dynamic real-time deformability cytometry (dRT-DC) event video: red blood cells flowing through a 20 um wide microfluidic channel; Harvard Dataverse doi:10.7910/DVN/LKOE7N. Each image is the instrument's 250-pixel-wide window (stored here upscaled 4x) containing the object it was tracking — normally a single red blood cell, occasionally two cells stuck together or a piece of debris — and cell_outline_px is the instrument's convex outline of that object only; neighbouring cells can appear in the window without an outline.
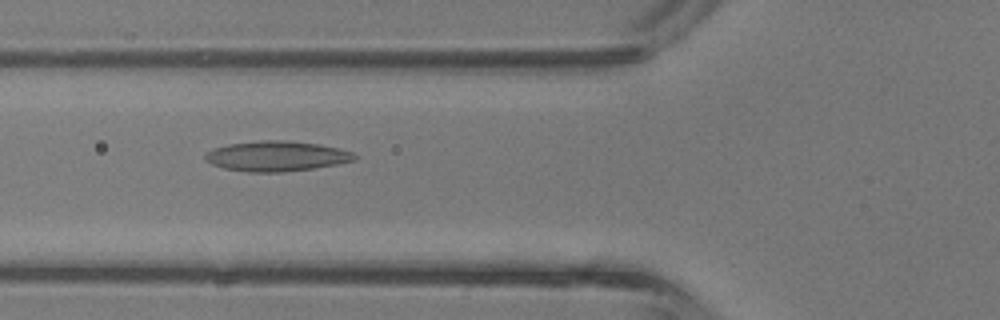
{"species": "common noctule bat (a hibernating species)", "species_latin": "Nyctalus noctula", "temperature_condition": "room temperature", "stored_images_in_passage": 27, "camera_frame_rate_fps": 3000, "um_per_image_px": 0.085, "animal": {"sex": "male", "body_mass_g": 13.3}, "frame": {"image": 1, "passage_image": 4, "time_ms": 1.0, "image_size_px": [1000, 320], "cell_outline_px": [[356, 160], [336, 164], [312, 168], [280, 172], [248, 172], [224, 168], [212, 164], [204, 156], [208, 152], [216, 148], [228, 144], [260, 140], [284, 140], [320, 144], [340, 148], [352, 152], [356, 156]], "centroid_in_image_um": [23.53, 13.26], "position_along_channel_um": 102.3, "area_um2": 26.01}}
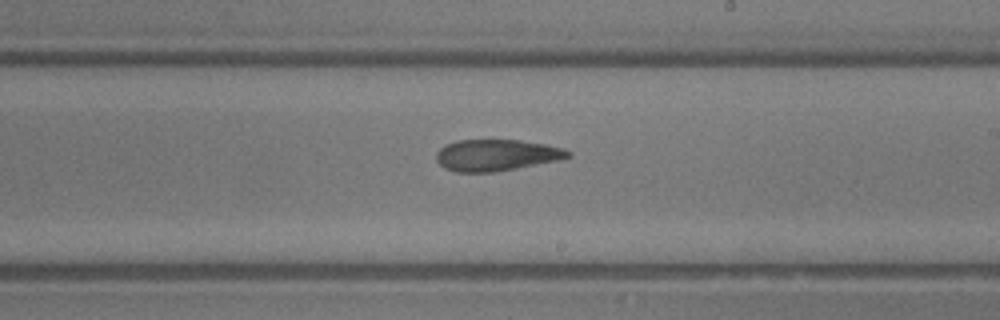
{"frame": {"image": 2, "passage_image": 13, "time_ms": 4.0, "image_size_px": [1000, 320], "cell_outline_px": [[572, 156], [556, 160], [496, 172], [456, 172], [444, 168], [436, 160], [436, 152], [440, 148], [456, 140], [520, 140], [544, 144], [560, 148], [572, 152]], "centroid_in_image_um": [42.15, 13.19], "position_along_channel_um": 246.8, "area_um2": 23.93}}
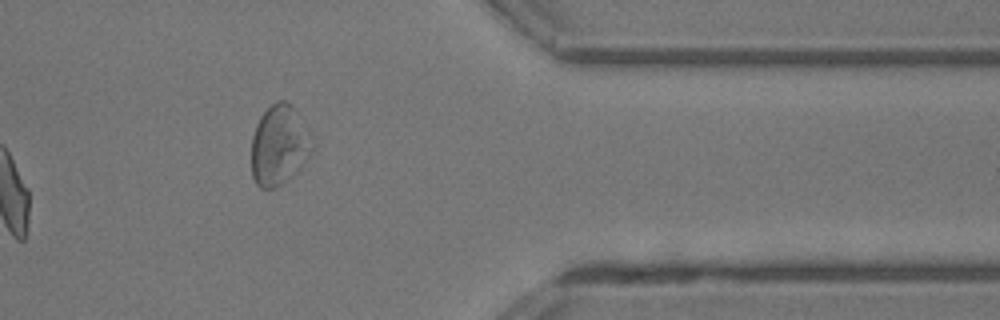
{"frame": {"image": 3, "passage_image": 23, "time_ms": 7.333, "image_size_px": [1000, 320], "cell_outline_px": [[316, 148], [312, 156], [296, 172], [280, 184], [272, 188], [260, 188], [256, 184], [252, 176], [252, 136], [256, 124], [260, 116], [276, 100], [284, 100], [292, 104], [312, 136], [316, 144]], "centroid_in_image_um": [23.78, 12.33], "position_along_channel_um": 387.6, "area_um2": 28.78}, "authors_computed_cell_mechanics": {"area_um2": 25.3742, "velocity_mm_per_s": 4.8016, "shape_relaxation_time_tau1_ms": null, "shape_relaxation_time_tau2_ms": 2.7591, "deformation_change_tau1": null, "deformation_change_tau2": 0.105}}